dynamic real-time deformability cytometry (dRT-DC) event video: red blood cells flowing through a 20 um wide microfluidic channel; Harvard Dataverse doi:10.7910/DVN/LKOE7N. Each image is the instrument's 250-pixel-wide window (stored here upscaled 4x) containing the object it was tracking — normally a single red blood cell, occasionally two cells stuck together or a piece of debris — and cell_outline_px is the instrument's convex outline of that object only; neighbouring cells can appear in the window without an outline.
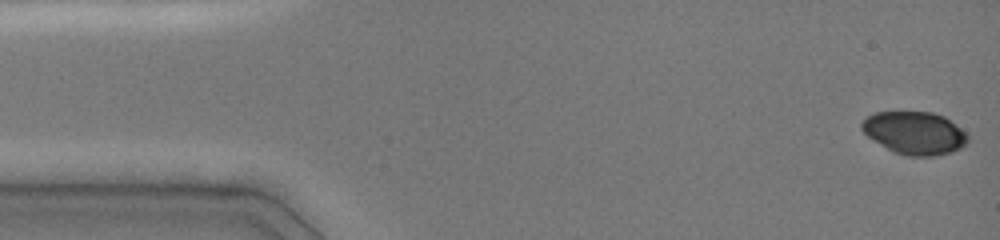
{"species": "common noctule bat (a hibernating species)", "species_latin": "Nyctalus noctula", "temperature_condition": "cold", "stored_images_in_passage": 47, "camera_frame_rate_fps": 3000, "um_per_image_px": 0.085, "animal": {"sex": "female", "body_mass_g": 19.0, "forearm_length_mm": 51.5}, "frame": {"image": 1, "passage_image": 1, "time_ms": 0.0, "image_size_px": [1000, 240], "cell_outline_px": [[968, 140], [960, 148], [952, 152], [936, 156], [908, 156], [896, 152], [872, 140], [860, 128], [860, 124], [868, 116], [876, 112], [932, 112], [944, 116], [960, 128], [968, 136]], "centroid_in_image_um": [77.74, 11.3], "position_along_channel_um": 7.3, "area_um2": 26.18}}
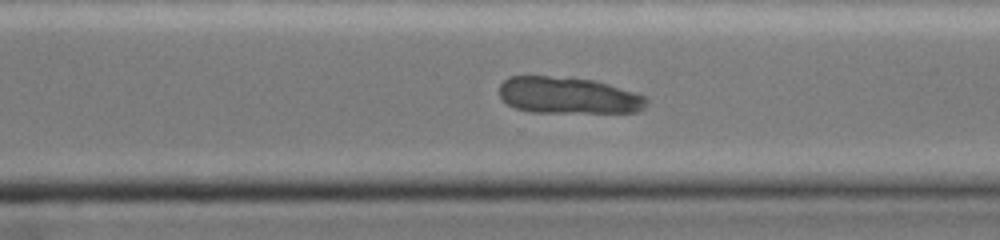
{"frame": {"image": 2, "passage_image": 33, "time_ms": 10.667, "image_size_px": [1000, 240], "cell_outline_px": [[648, 100], [644, 108], [636, 112], [532, 112], [516, 108], [508, 104], [500, 96], [500, 84], [504, 80], [512, 76], [572, 76], [592, 80], [608, 84], [636, 92], [644, 96]], "centroid_in_image_um": [48.31, 8.1], "position_along_channel_um": 322.3, "area_um2": 31.5}}
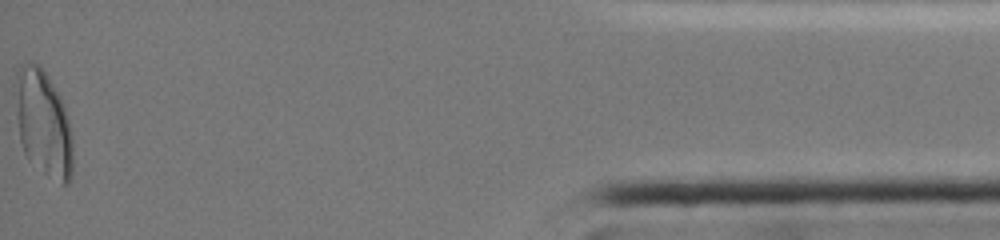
{"frame": {"image": 3, "passage_image": 47, "time_ms": 15.333, "image_size_px": [1000, 240], "cell_outline_px": [[72, 176], [68, 184], [64, 184], [48, 176], [28, 160], [24, 152], [20, 140], [16, 72], [20, 64], [32, 60], [40, 64], [60, 96], [64, 104], [68, 120], [72, 140]], "centroid_in_image_um": [3.71, 10.47], "position_along_channel_um": 431.5, "area_um2": 35.03}}